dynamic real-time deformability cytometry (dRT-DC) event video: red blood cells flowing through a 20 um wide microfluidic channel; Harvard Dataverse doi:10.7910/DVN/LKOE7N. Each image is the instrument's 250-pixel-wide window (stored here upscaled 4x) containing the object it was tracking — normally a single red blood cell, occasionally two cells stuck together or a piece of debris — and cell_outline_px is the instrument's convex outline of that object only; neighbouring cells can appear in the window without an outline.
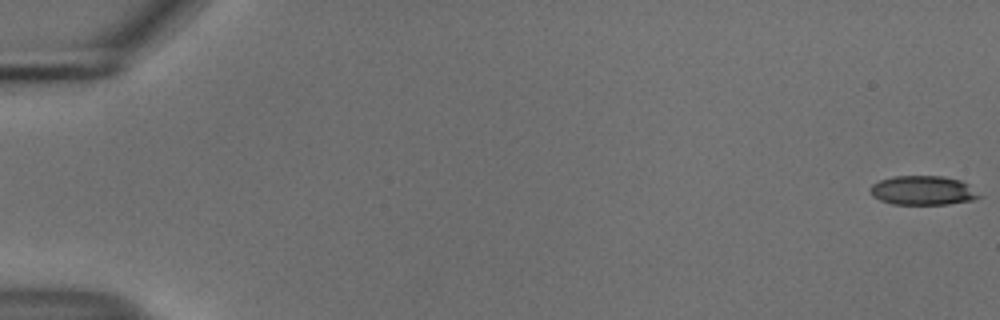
{"species": "common noctule bat (a hibernating species)", "species_latin": "Nyctalus noctula", "temperature_condition": "cold", "stored_images_in_passage": 56, "camera_frame_rate_fps": 3000, "um_per_image_px": 0.085, "animal": {"sex": "male", "body_mass_g": 18.8}, "frame": {"image": 1, "passage_image": 1, "time_ms": 0.0, "image_size_px": [1000, 320], "cell_outline_px": [[984, 196], [972, 200], [948, 204], [892, 204], [880, 200], [872, 196], [868, 188], [872, 184], [880, 180], [892, 176], [944, 176], [960, 180], [968, 184]], "centroid_in_image_um": [78.45, 16.18], "position_along_channel_um": 6.6, "area_um2": 18.73}}
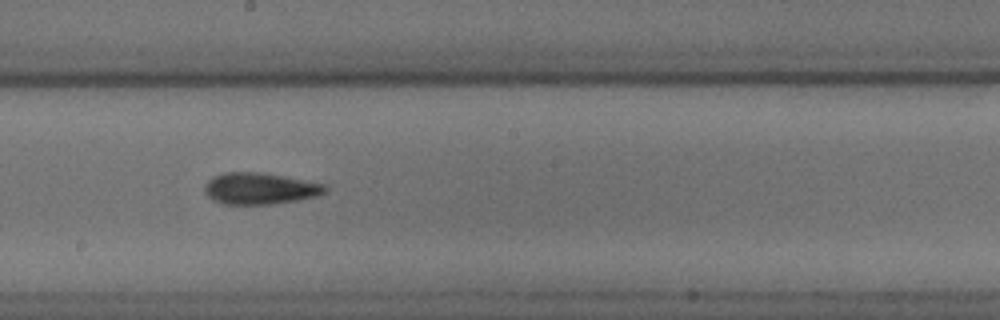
{"frame": {"image": 2, "passage_image": 32, "time_ms": 10.333, "image_size_px": [1000, 320], "cell_outline_px": [[328, 188], [324, 192], [316, 196], [296, 200], [272, 204], [224, 204], [208, 196], [204, 192], [204, 184], [212, 176], [224, 172], [264, 172], [328, 184]], "centroid_in_image_um": [22.1, 16.0], "position_along_channel_um": 226.1, "area_um2": 22.31}}
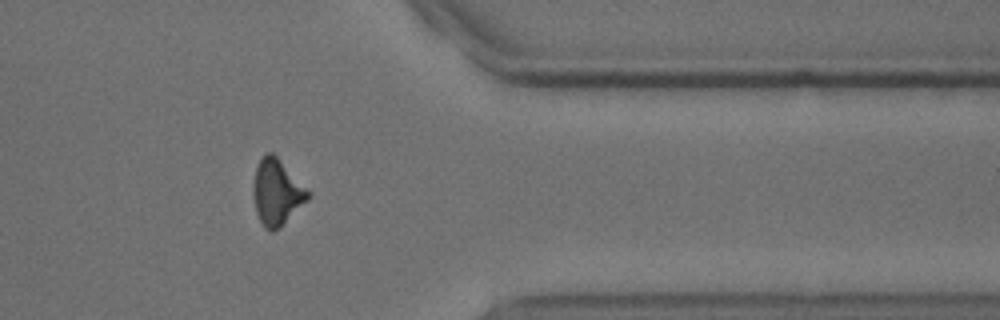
{"frame": {"image": 3, "passage_image": 46, "time_ms": 15.0, "image_size_px": [1000, 320], "cell_outline_px": [[312, 196], [280, 228], [272, 232], [264, 228], [256, 212], [252, 196], [252, 184], [256, 164], [260, 156], [264, 152], [272, 152], [312, 192]], "centroid_in_image_um": [23.52, 16.32], "position_along_channel_um": 387.9, "area_um2": 21.62}, "authors_computed_cell_mechanics": {"area_um2": 20.6635, "velocity_mm_per_s": 3.7189, "shape_relaxation_time_tau1_ms": 4.5194, "shape_relaxation_time_tau2_ms": 4.1401, "deformation_change_tau1": 0.1217, "deformation_change_tau2": 0.1239}}